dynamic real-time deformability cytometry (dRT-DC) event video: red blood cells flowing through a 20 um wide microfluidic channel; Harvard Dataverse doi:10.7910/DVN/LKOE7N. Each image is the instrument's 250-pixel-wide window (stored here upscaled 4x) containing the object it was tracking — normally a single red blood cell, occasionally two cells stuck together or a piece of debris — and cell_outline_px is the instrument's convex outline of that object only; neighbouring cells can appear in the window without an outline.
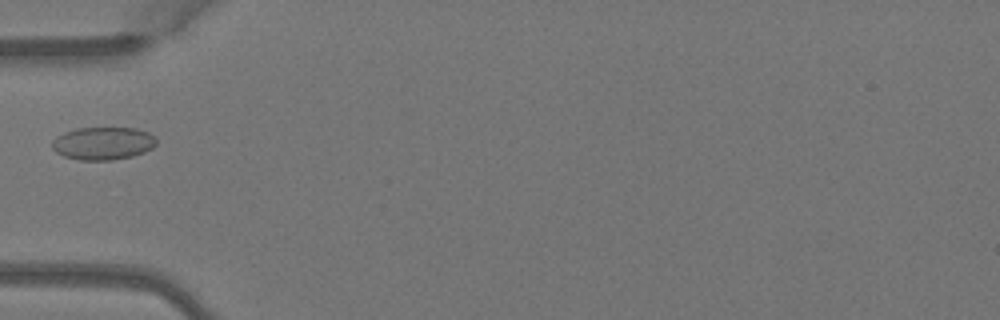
{"species": "Egyptian fruit bat (a non-hibernating species)", "species_latin": "Rousettus aegyptiacus", "temperature_condition": "warm", "stored_images_in_passage": 5, "camera_frame_rate_fps": 3000, "um_per_image_px": 0.085, "animal": {"sex": "female"}, "frame": {"image": 1, "passage_image": 5, "time_ms": 1.333, "image_size_px": [1000, 320], "cell_outline_px": [[156, 144], [152, 148], [144, 152], [132, 156], [112, 160], [80, 160], [64, 156], [56, 152], [52, 148], [52, 140], [56, 136], [64, 132], [76, 128], [136, 128], [148, 132], [156, 136]], "centroid_in_image_um": [8.76, 12.18], "position_along_channel_um": 76.2, "area_um2": 20.06}}